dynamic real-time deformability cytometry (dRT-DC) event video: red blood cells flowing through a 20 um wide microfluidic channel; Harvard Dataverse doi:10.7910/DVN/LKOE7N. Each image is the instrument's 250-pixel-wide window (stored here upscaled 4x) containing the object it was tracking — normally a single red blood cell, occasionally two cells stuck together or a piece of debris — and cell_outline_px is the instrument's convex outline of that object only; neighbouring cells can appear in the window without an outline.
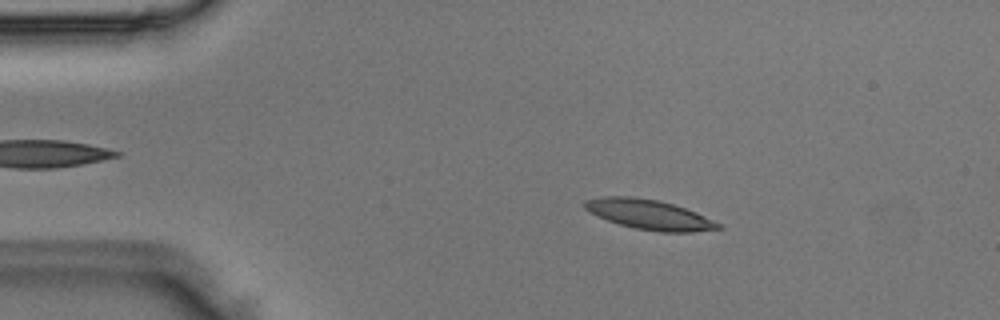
{"species": "Egyptian fruit bat (a non-hibernating species)", "species_latin": "Rousettus aegyptiacus", "temperature_condition": "room temperature", "stored_images_in_passage": 48, "camera_frame_rate_fps": 3000, "um_per_image_px": 0.085, "animal": {"sex": "male"}, "frame": {"image": 1, "passage_image": 8, "time_ms": 2.333, "image_size_px": [1000, 320], "cell_outline_px": [[724, 228], [692, 232], [660, 232], [636, 228], [620, 224], [596, 216], [584, 208], [584, 200], [604, 196], [632, 196], [656, 200], [672, 204], [696, 212], [724, 224]], "centroid_in_image_um": [55.22, 18.24], "position_along_channel_um": 29.8, "area_um2": 23.24}}
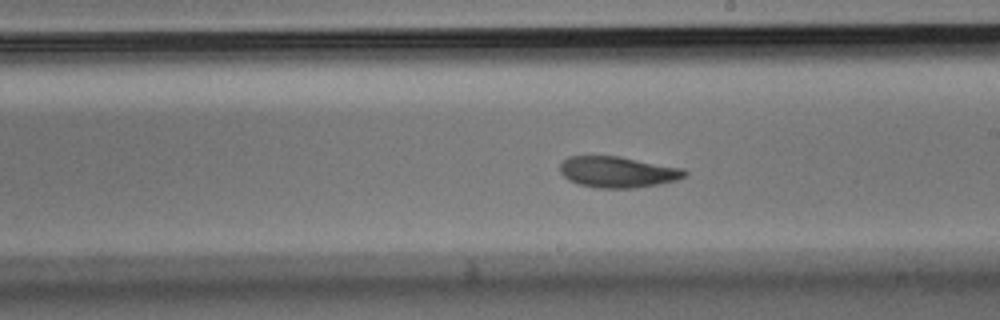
{"frame": {"image": 2, "passage_image": 27, "time_ms": 8.667, "image_size_px": [1000, 320], "cell_outline_px": [[688, 172], [684, 176], [676, 180], [660, 184], [636, 188], [596, 188], [580, 184], [568, 180], [560, 172], [560, 164], [568, 156], [620, 156], [684, 168]], "centroid_in_image_um": [52.52, 14.62], "position_along_channel_um": 236.5, "area_um2": 22.72}}
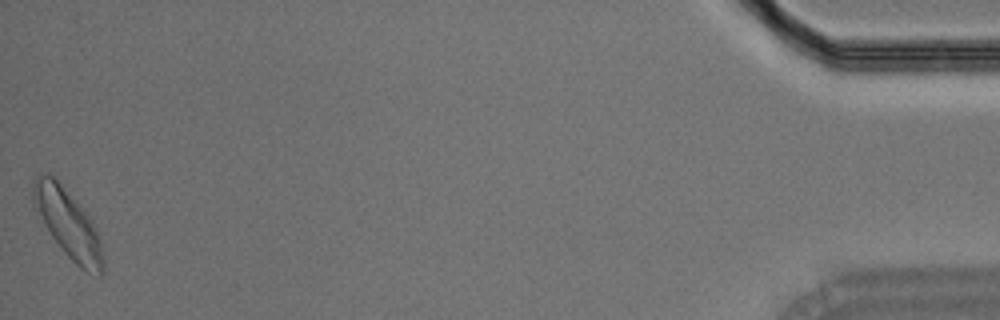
{"frame": {"image": 3, "passage_image": 48, "time_ms": 15.667, "image_size_px": [1000, 320], "cell_outline_px": [[104, 272], [100, 276], [88, 272], [80, 268], [64, 252], [52, 236], [32, 204], [32, 180], [40, 172], [48, 172], [60, 184], [92, 220], [100, 240], [104, 260]], "centroid_in_image_um": [5.77, 19.01], "position_along_channel_um": 429.4, "area_um2": 27.51}}